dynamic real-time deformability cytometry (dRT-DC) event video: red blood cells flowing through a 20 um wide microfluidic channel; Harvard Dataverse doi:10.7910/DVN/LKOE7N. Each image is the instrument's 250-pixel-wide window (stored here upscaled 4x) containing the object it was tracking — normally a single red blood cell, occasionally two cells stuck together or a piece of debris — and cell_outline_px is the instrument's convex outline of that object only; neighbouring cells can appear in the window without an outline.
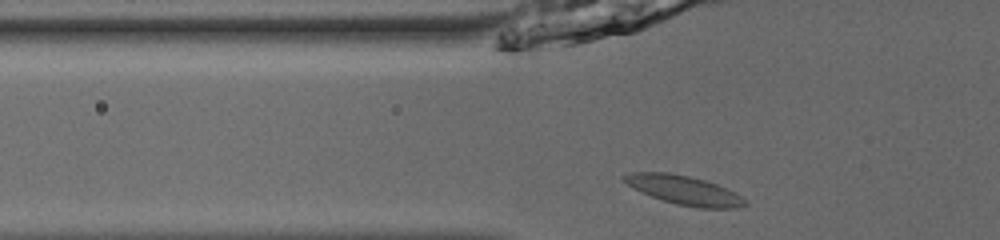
{"species": "common noctule bat (a hibernating species)", "species_latin": "Nyctalus noctula", "temperature_condition": "room temperature", "stored_images_in_passage": 36, "camera_frame_rate_fps": 3000, "um_per_image_px": 0.085, "animal": {"sex": "male", "body_mass_g": 13.0, "forearm_length_mm": 53.1}, "frame": {"image": 1, "passage_image": 2, "time_ms": 0.333, "image_size_px": [1000, 240], "cell_outline_px": [[748, 204], [736, 208], [700, 208], [676, 204], [652, 196], [632, 188], [620, 176], [632, 172], [668, 172], [688, 176], [704, 180], [716, 184], [736, 192]], "centroid_in_image_um": [58.14, 16.16], "position_along_channel_um": 67.7, "area_um2": 20.23}}
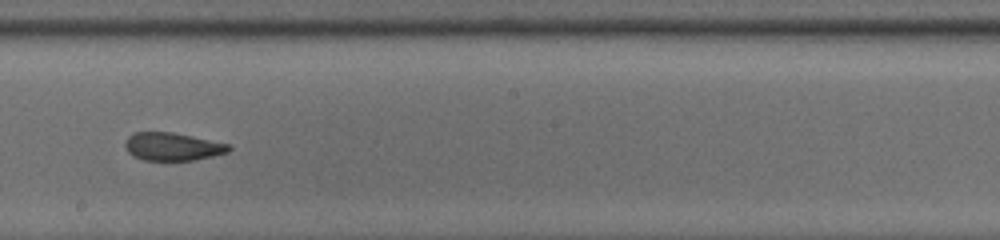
{"frame": {"image": 2, "passage_image": 15, "time_ms": 4.667, "image_size_px": [1000, 240], "cell_outline_px": [[232, 148], [228, 152], [196, 160], [144, 160], [132, 156], [128, 152], [124, 144], [128, 136], [136, 132], [172, 132], [232, 144]], "centroid_in_image_um": [14.69, 12.46], "position_along_channel_um": 233.5, "area_um2": 16.99}}
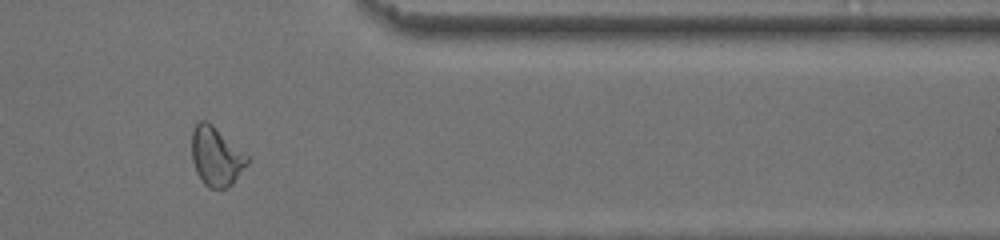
{"frame": {"image": 3, "passage_image": 28, "time_ms": 9.0, "image_size_px": [1000, 240], "cell_outline_px": [[248, 164], [232, 184], [224, 188], [208, 188], [200, 180], [196, 172], [192, 160], [192, 128], [200, 120], [204, 120], [212, 124], [244, 152], [248, 156]], "centroid_in_image_um": [18.36, 13.3], "position_along_channel_um": 393.0, "area_um2": 19.07}, "authors_computed_cell_mechanics": {"area_um2": 18.6405, "velocity_mm_per_s": 3.8669, "shape_relaxation_time_tau1_ms": null, "shape_relaxation_time_tau2_ms": 1.5671, "deformation_change_tau1": null, "deformation_change_tau2": 0.0846}}